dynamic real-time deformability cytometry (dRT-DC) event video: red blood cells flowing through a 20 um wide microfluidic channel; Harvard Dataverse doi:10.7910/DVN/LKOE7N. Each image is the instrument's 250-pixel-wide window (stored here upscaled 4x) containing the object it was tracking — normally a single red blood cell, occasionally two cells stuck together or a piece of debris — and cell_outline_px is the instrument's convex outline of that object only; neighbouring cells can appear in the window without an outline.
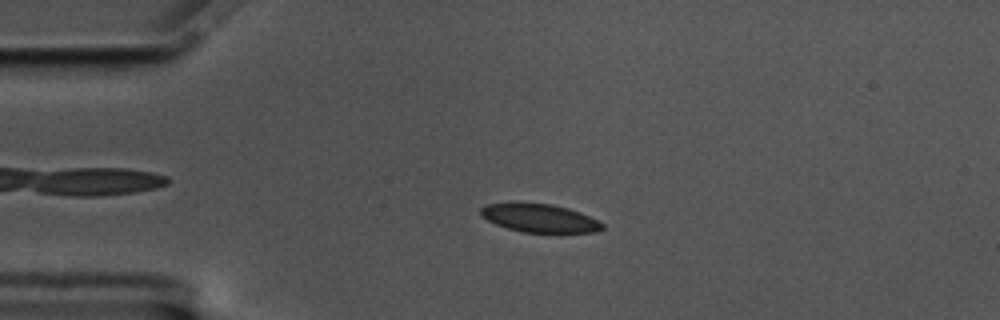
{"species": "common noctule bat (a hibernating species)", "species_latin": "Nyctalus noctula", "temperature_condition": "cold", "stored_images_in_passage": 57, "camera_frame_rate_fps": 3000, "um_per_image_px": 0.085, "animal": {"sex": "male", "body_mass_g": 17.5, "forearm_length_mm": 52.3}, "frame": {"image": 1, "passage_image": 13, "time_ms": 4.0, "image_size_px": [1000, 320], "cell_outline_px": [[604, 228], [596, 232], [524, 232], [508, 228], [496, 224], [480, 216], [480, 208], [488, 204], [552, 204], [568, 208], [580, 212], [604, 224]], "centroid_in_image_um": [45.88, 18.55], "position_along_channel_um": 39.1, "area_um2": 19.54}}
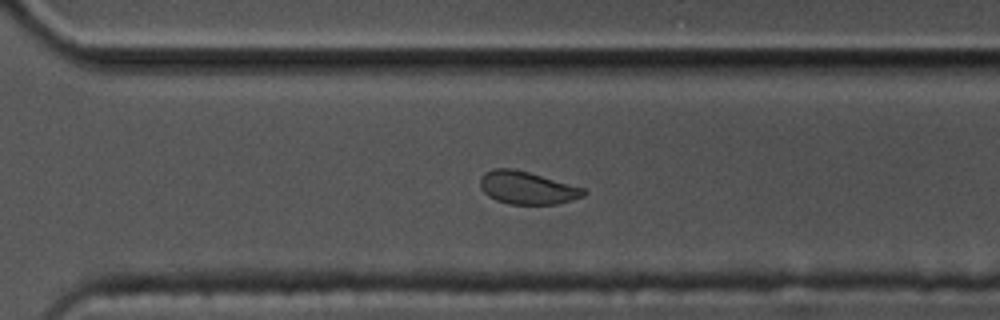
{"frame": {"image": 2, "passage_image": 40, "time_ms": 13.0, "image_size_px": [1000, 320], "cell_outline_px": [[588, 192], [584, 196], [556, 204], [508, 204], [496, 200], [488, 196], [480, 188], [480, 176], [484, 172], [496, 168], [512, 168], [528, 172], [584, 188]], "centroid_in_image_um": [44.77, 15.96], "position_along_channel_um": 325.8, "area_um2": 19.71}}
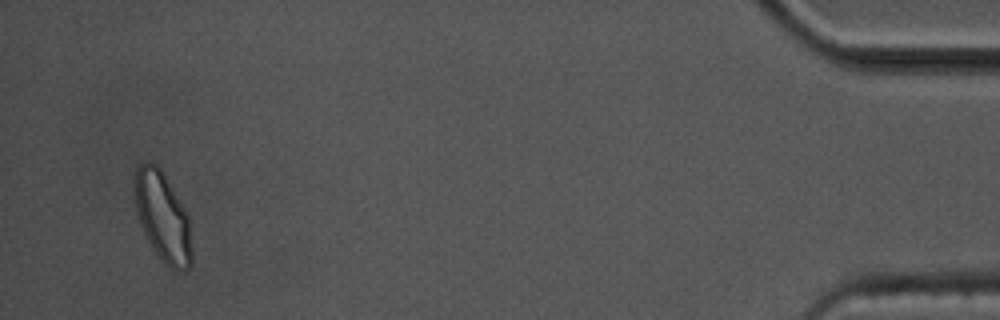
{"frame": {"image": 3, "passage_image": 55, "time_ms": 18.0, "image_size_px": [1000, 320], "cell_outline_px": [[192, 264], [184, 272], [172, 272], [164, 264], [152, 248], [140, 224], [136, 212], [136, 168], [144, 160], [148, 160], [156, 164], [160, 168], [184, 208], [188, 216], [192, 248]], "centroid_in_image_um": [13.85, 18.51], "position_along_channel_um": 421.3, "area_um2": 29.82}, "authors_computed_cell_mechanics": {"area_um2": 20.4612, "velocity_mm_per_s": 3.5017, "shape_relaxation_time_tau1_ms": 5.9818, "shape_relaxation_time_tau2_ms": 3.9813, "deformation_change_tau1": 0.1083, "deformation_change_tau2": 0.0521}}